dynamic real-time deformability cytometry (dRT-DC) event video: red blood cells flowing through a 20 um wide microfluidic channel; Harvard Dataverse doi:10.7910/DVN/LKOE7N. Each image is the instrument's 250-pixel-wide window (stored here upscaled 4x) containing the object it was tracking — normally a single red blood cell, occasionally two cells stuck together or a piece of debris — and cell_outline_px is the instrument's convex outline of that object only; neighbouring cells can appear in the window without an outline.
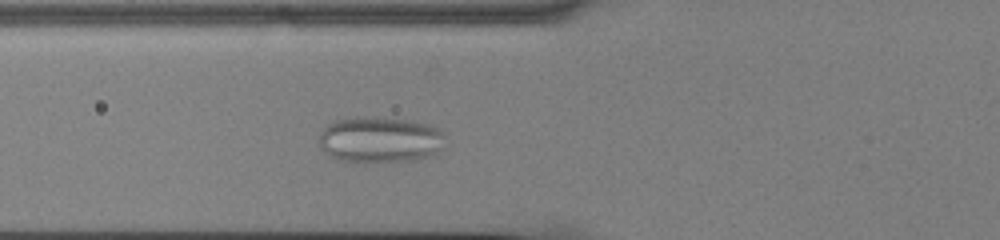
{"species": "common noctule bat (a hibernating species)", "species_latin": "Nyctalus noctula", "temperature_condition": "cold", "stored_images_in_passage": 43, "camera_frame_rate_fps": 3000, "um_per_image_px": 0.085, "animal": {"sex": "male", "body_mass_g": 13.0, "forearm_length_mm": 53.1}, "frame": {"image": 1, "passage_image": 9, "time_ms": 2.667, "image_size_px": [1000, 240], "cell_outline_px": [[444, 148], [428, 156], [408, 160], [340, 160], [324, 152], [320, 148], [320, 132], [332, 120], [356, 116], [376, 116], [412, 120], [428, 124], [440, 128], [444, 132]], "centroid_in_image_um": [32.31, 11.81], "position_along_channel_um": 93.5, "area_um2": 33.76}}
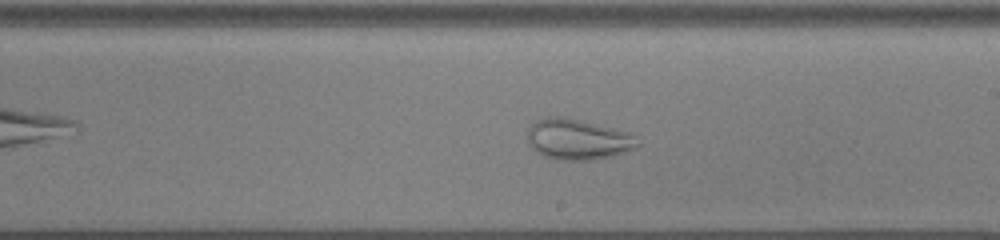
{"frame": {"image": 2, "passage_image": 21, "time_ms": 6.667, "image_size_px": [1000, 240], "cell_outline_px": [[640, 144], [636, 148], [612, 156], [588, 160], [560, 160], [544, 156], [532, 148], [528, 144], [528, 128], [536, 120], [544, 116], [560, 116], [612, 128], [628, 132]], "centroid_in_image_um": [49.07, 11.85], "position_along_channel_um": 239.9, "area_um2": 25.78}}
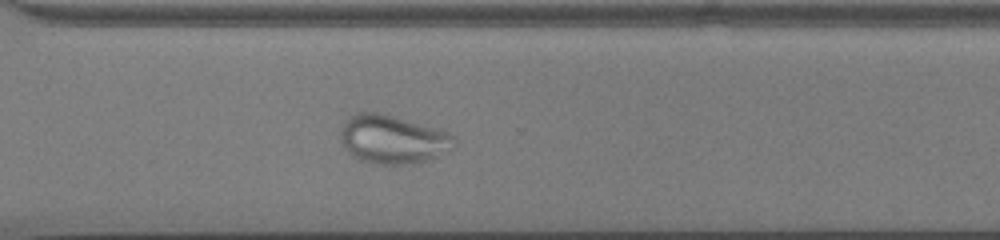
{"frame": {"image": 3, "passage_image": 29, "time_ms": 9.333, "image_size_px": [1000, 240], "cell_outline_px": [[456, 144], [448, 152], [424, 160], [404, 164], [380, 164], [360, 160], [348, 152], [344, 148], [340, 140], [340, 128], [344, 120], [348, 116], [356, 112], [380, 112], [436, 128], [448, 132], [456, 140]], "centroid_in_image_um": [33.33, 11.82], "position_along_channel_um": 337.3, "area_um2": 32.19}}